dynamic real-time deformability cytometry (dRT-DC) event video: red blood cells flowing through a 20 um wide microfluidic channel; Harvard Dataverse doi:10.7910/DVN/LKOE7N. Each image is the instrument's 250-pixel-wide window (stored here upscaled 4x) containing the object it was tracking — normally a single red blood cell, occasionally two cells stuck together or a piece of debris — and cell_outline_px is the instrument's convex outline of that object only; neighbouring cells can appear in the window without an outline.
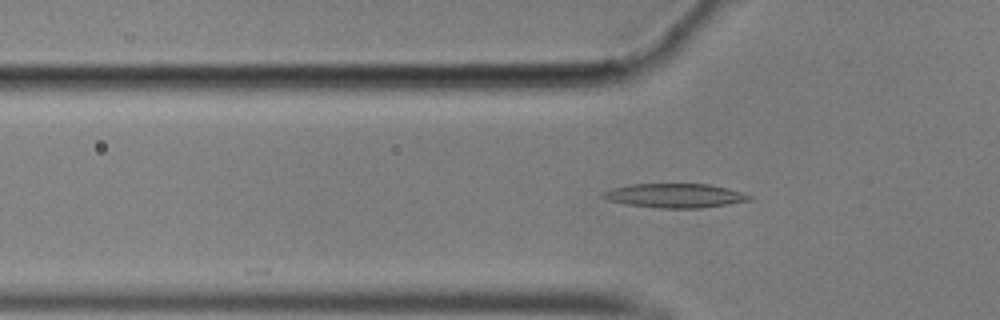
{"species": "common noctule bat (a hibernating species)", "species_latin": "Nyctalus noctula", "temperature_condition": "cold", "stored_images_in_passage": 9, "camera_frame_rate_fps": 3000, "um_per_image_px": 0.085, "animal": {"sex": "male", "body_mass_g": 17.9}, "frame": {"image": 1, "passage_image": 3, "time_ms": 0.667, "image_size_px": [1000, 320], "cell_outline_px": [[752, 200], [728, 204], [700, 208], [660, 208], [628, 204], [608, 200], [600, 196], [604, 192], [612, 188], [632, 184], [712, 184], [728, 188], [752, 196]], "centroid_in_image_um": [57.4, 16.62], "position_along_channel_um": 68.4, "area_um2": 20.46}}
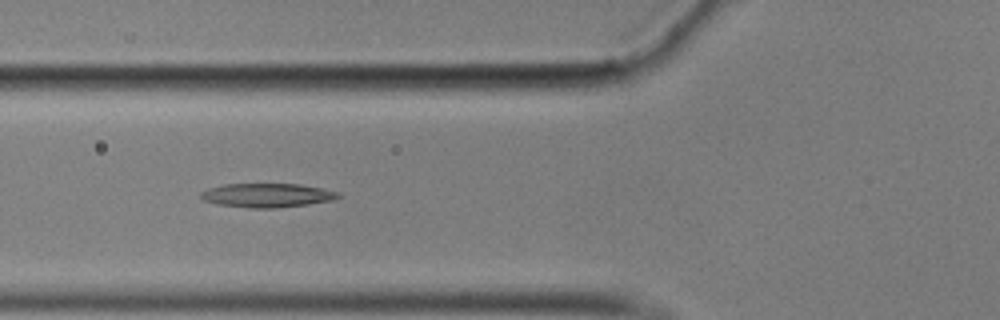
{"frame": {"image": 2, "passage_image": 6, "time_ms": 1.667, "image_size_px": [1000, 320], "cell_outline_px": [[344, 196], [332, 200], [308, 204], [276, 208], [252, 208], [220, 204], [204, 200], [200, 196], [200, 192], [208, 188], [224, 184], [300, 184], [320, 188], [336, 192]], "centroid_in_image_um": [22.71, 16.6], "position_along_channel_um": 103.1, "area_um2": 19.02}}
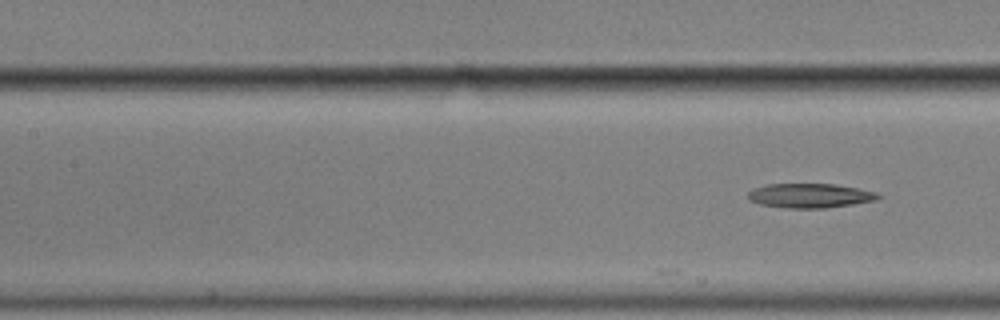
{"frame": {"image": 3, "passage_image": 9, "time_ms": 2.667, "image_size_px": [1000, 320], "cell_outline_px": [[884, 196], [876, 200], [852, 204], [824, 208], [784, 208], [760, 204], [748, 200], [748, 192], [752, 188], [768, 184], [836, 184], [876, 192]], "centroid_in_image_um": [68.83, 16.63], "position_along_channel_um": 138.6, "area_um2": 18.55}}